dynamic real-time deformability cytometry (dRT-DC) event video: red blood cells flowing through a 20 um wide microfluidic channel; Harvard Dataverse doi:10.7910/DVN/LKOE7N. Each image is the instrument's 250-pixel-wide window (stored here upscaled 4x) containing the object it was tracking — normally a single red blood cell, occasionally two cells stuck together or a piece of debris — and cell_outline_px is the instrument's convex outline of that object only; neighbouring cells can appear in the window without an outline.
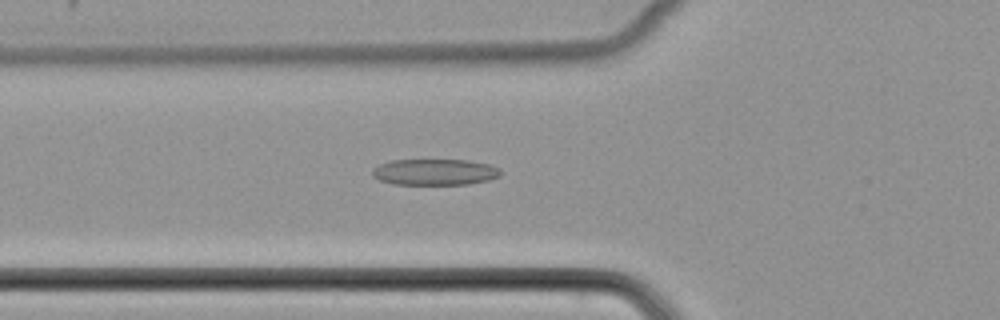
{"species": "common noctule bat (a hibernating species)", "species_latin": "Nyctalus noctula", "temperature_condition": "cold", "stored_images_in_passage": 52, "camera_frame_rate_fps": 3000, "um_per_image_px": 0.085, "animal": {"sex": "female", "body_mass_g": 22.7, "forearm_length_mm": 54.2}, "frame": {"image": 1, "passage_image": 20, "time_ms": 6.333, "image_size_px": [1000, 320], "cell_outline_px": [[500, 176], [488, 180], [468, 184], [392, 184], [380, 180], [372, 176], [372, 168], [388, 160], [468, 160], [488, 164], [500, 168]], "centroid_in_image_um": [36.93, 14.62], "position_along_channel_um": 88.9, "area_um2": 19.59}}
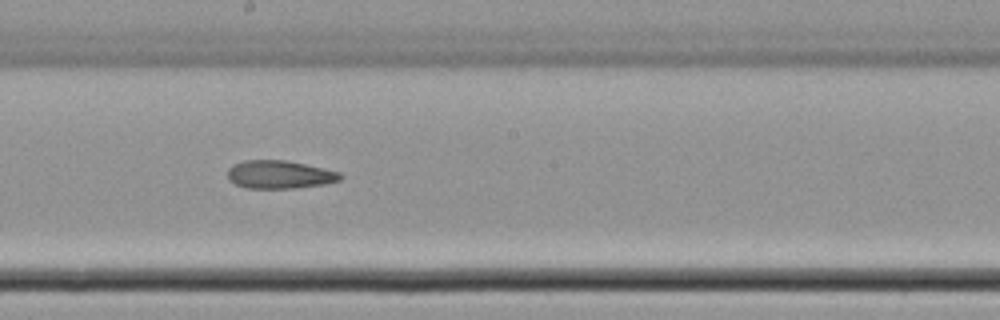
{"frame": {"image": 2, "passage_image": 30, "time_ms": 9.667, "image_size_px": [1000, 320], "cell_outline_px": [[344, 176], [340, 180], [324, 184], [296, 188], [248, 188], [236, 184], [228, 180], [228, 168], [232, 164], [244, 160], [284, 160], [324, 168], [340, 172]], "centroid_in_image_um": [23.76, 14.83], "position_along_channel_um": 224.4, "area_um2": 18.5}}
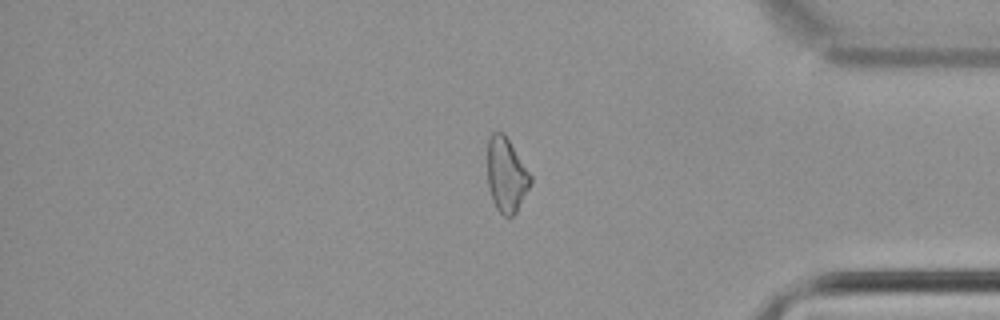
{"frame": {"image": 3, "passage_image": 44, "time_ms": 14.333, "image_size_px": [1000, 320], "cell_outline_px": [[532, 180], [516, 212], [512, 216], [504, 216], [496, 208], [492, 200], [488, 184], [488, 140], [492, 132], [504, 132], [532, 176]], "centroid_in_image_um": [43.03, 14.85], "position_along_channel_um": 392.2, "area_um2": 18.5}}